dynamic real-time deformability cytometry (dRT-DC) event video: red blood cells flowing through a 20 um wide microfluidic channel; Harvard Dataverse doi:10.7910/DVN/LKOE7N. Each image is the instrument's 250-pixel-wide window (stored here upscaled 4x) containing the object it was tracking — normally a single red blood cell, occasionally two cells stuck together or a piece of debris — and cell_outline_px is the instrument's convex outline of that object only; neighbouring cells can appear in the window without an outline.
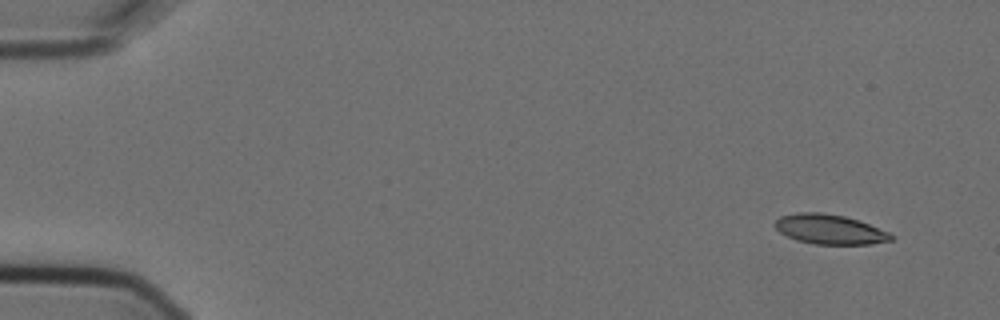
{"species": "Egyptian fruit bat (a non-hibernating species)", "species_latin": "Rousettus aegyptiacus", "temperature_condition": "cold", "stored_images_in_passage": 2, "camera_frame_rate_fps": 3000, "um_per_image_px": 0.085, "animal": {"sex": "female"}, "frame": {"image": 1, "passage_image": 2, "time_ms": 0.333, "image_size_px": [1000, 320], "cell_outline_px": [[892, 240], [872, 244], [816, 244], [796, 240], [780, 232], [772, 224], [780, 216], [796, 212], [820, 212], [844, 216], [860, 220], [888, 232], [892, 236]], "centroid_in_image_um": [70.49, 19.48], "position_along_channel_um": 14.5, "area_um2": 20.11}}